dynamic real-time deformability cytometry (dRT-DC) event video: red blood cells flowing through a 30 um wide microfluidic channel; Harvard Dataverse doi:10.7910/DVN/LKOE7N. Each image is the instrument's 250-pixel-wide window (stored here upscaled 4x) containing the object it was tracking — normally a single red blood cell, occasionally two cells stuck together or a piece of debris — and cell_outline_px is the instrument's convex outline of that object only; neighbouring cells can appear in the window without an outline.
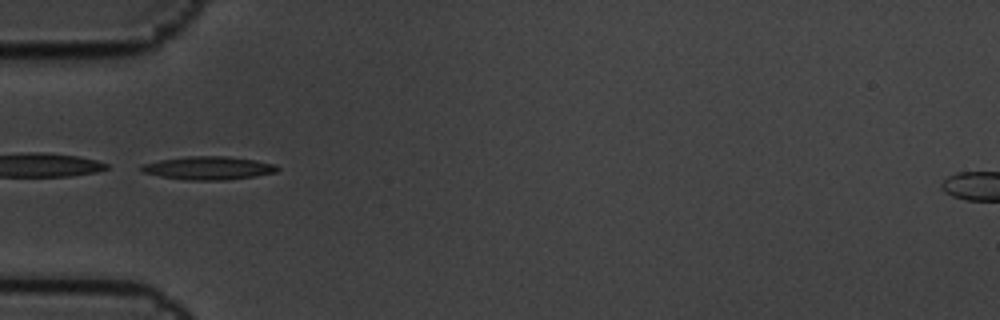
{"species": "common noctule bat (a hibernating species)", "species_latin": "Nyctalus noctula", "temperature_condition": "cold", "stored_images_in_passage": 8, "camera_frame_rate_fps": 3000, "um_per_image_px": 0.085, "animal": {"sex": "male", "body_mass_g": 19.5, "forearm_length_mm": 54.6}, "frame": {"image": 1, "passage_image": 5, "time_ms": 1.333, "image_size_px": [1000, 320], "cell_outline_px": [[280, 168], [276, 172], [256, 176], [228, 180], [184, 180], [160, 176], [144, 172], [140, 168], [144, 164], [160, 160], [188, 156], [224, 156], [256, 160], [272, 164]], "centroid_in_image_um": [17.74, 14.29], "position_along_channel_um": 67.3, "area_um2": 18.26}}
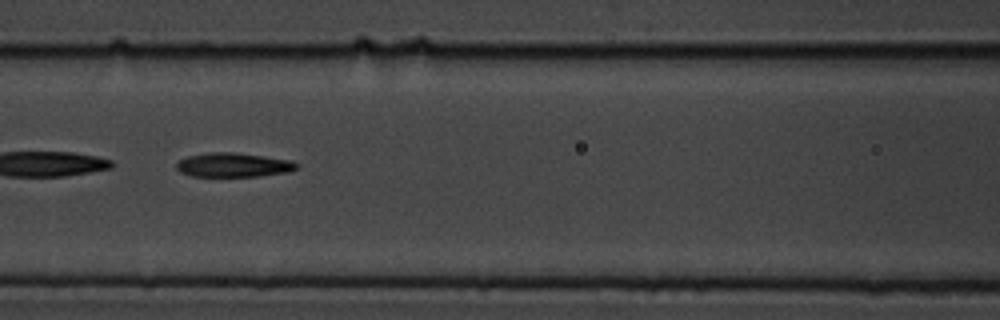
{"frame": {"image": 2, "passage_image": 7, "time_ms": 2.0, "image_size_px": [1000, 320], "cell_outline_px": [[300, 168], [288, 172], [256, 176], [192, 176], [180, 172], [176, 168], [176, 164], [180, 160], [188, 156], [212, 152], [236, 152], [292, 160], [300, 164]], "centroid_in_image_um": [19.89, 14.01], "position_along_channel_um": 146.7, "area_um2": 16.99}}